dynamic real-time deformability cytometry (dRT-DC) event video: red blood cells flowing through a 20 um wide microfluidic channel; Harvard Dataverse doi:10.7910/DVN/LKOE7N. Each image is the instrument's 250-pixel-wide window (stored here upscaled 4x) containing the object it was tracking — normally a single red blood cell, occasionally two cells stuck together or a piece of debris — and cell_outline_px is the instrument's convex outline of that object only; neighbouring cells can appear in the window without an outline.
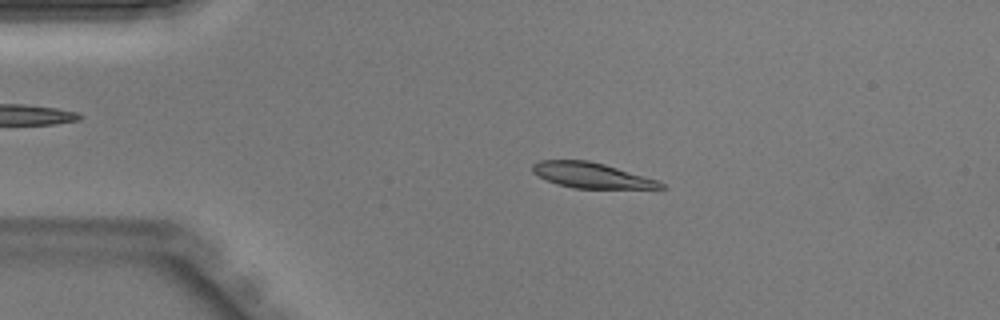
{"species": "Egyptian fruit bat (a non-hibernating species)", "species_latin": "Rousettus aegyptiacus", "temperature_condition": "warm", "stored_images_in_passage": 41, "camera_frame_rate_fps": 3000, "um_per_image_px": 0.085, "animal": {"sex": "male"}, "frame": {"image": 1, "passage_image": 6, "time_ms": 1.667, "image_size_px": [1000, 320], "cell_outline_px": [[668, 188], [572, 188], [556, 184], [532, 172], [532, 164], [540, 160], [588, 160], [604, 164], [656, 180], [664, 184]], "centroid_in_image_um": [50.23, 14.9], "position_along_channel_um": 34.8, "area_um2": 18.67}}
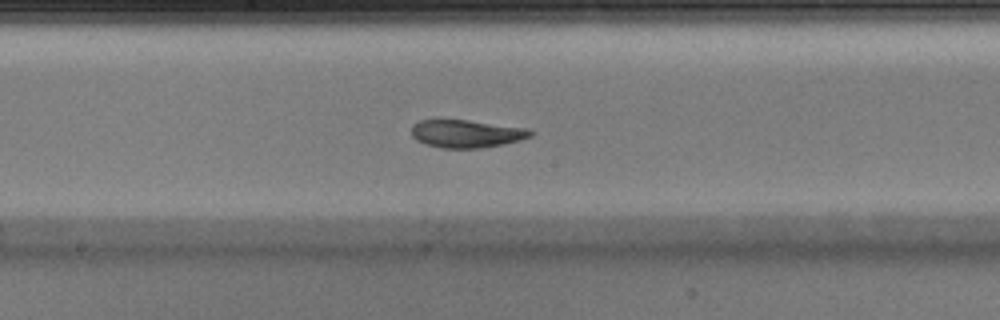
{"frame": {"image": 2, "passage_image": 20, "time_ms": 6.333, "image_size_px": [1000, 320], "cell_outline_px": [[532, 136], [520, 140], [504, 144], [480, 148], [444, 148], [424, 144], [416, 140], [412, 136], [412, 124], [420, 120], [468, 120], [528, 128], [532, 132]], "centroid_in_image_um": [39.64, 11.36], "position_along_channel_um": 208.6, "area_um2": 19.31}}
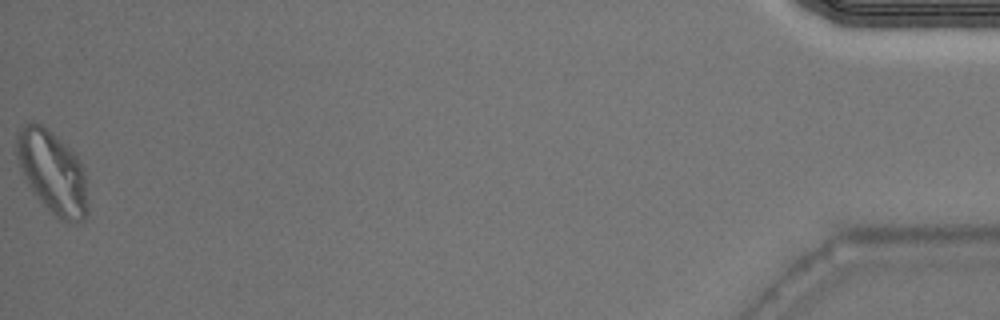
{"frame": {"image": 3, "passage_image": 41, "time_ms": 13.333, "image_size_px": [1000, 320], "cell_outline_px": [[88, 212], [84, 220], [72, 224], [60, 220], [32, 192], [20, 168], [16, 152], [16, 132], [20, 128], [32, 120], [48, 128], [76, 152], [84, 168], [88, 204]], "centroid_in_image_um": [4.48, 14.62], "position_along_channel_um": 430.7, "area_um2": 34.85}}